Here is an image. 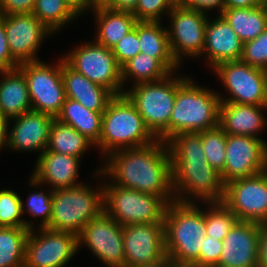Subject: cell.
I'll return each mask as SVG.
<instances>
[{"mask_svg":"<svg viewBox=\"0 0 267 267\" xmlns=\"http://www.w3.org/2000/svg\"><path fill=\"white\" fill-rule=\"evenodd\" d=\"M177 4V0H138L132 12L137 21H160L162 16L169 14Z\"/></svg>","mask_w":267,"mask_h":267,"instance_id":"74e56055","label":"cell"},{"mask_svg":"<svg viewBox=\"0 0 267 267\" xmlns=\"http://www.w3.org/2000/svg\"><path fill=\"white\" fill-rule=\"evenodd\" d=\"M9 125V120L0 114V150L5 146L7 147Z\"/></svg>","mask_w":267,"mask_h":267,"instance_id":"c3c4849f","label":"cell"},{"mask_svg":"<svg viewBox=\"0 0 267 267\" xmlns=\"http://www.w3.org/2000/svg\"><path fill=\"white\" fill-rule=\"evenodd\" d=\"M112 52L117 63L122 68L129 60L140 53V42L138 38V21L113 48Z\"/></svg>","mask_w":267,"mask_h":267,"instance_id":"ab89813d","label":"cell"},{"mask_svg":"<svg viewBox=\"0 0 267 267\" xmlns=\"http://www.w3.org/2000/svg\"><path fill=\"white\" fill-rule=\"evenodd\" d=\"M124 267L152 266L166 259L164 223L122 226Z\"/></svg>","mask_w":267,"mask_h":267,"instance_id":"9a60e30c","label":"cell"},{"mask_svg":"<svg viewBox=\"0 0 267 267\" xmlns=\"http://www.w3.org/2000/svg\"><path fill=\"white\" fill-rule=\"evenodd\" d=\"M54 119L33 110L10 119L15 122L8 131L7 148L15 151H39L41 155L47 149Z\"/></svg>","mask_w":267,"mask_h":267,"instance_id":"ffe728a7","label":"cell"},{"mask_svg":"<svg viewBox=\"0 0 267 267\" xmlns=\"http://www.w3.org/2000/svg\"><path fill=\"white\" fill-rule=\"evenodd\" d=\"M29 231L25 227H0V267H24Z\"/></svg>","mask_w":267,"mask_h":267,"instance_id":"1f68e13d","label":"cell"},{"mask_svg":"<svg viewBox=\"0 0 267 267\" xmlns=\"http://www.w3.org/2000/svg\"><path fill=\"white\" fill-rule=\"evenodd\" d=\"M204 211L206 235L220 241L229 233L238 221L236 215L223 203H207Z\"/></svg>","mask_w":267,"mask_h":267,"instance_id":"836d02e7","label":"cell"},{"mask_svg":"<svg viewBox=\"0 0 267 267\" xmlns=\"http://www.w3.org/2000/svg\"><path fill=\"white\" fill-rule=\"evenodd\" d=\"M21 197L12 190H0V227H25L32 230L34 223L22 219Z\"/></svg>","mask_w":267,"mask_h":267,"instance_id":"e575fe53","label":"cell"},{"mask_svg":"<svg viewBox=\"0 0 267 267\" xmlns=\"http://www.w3.org/2000/svg\"><path fill=\"white\" fill-rule=\"evenodd\" d=\"M267 0H223L222 8H248L263 5Z\"/></svg>","mask_w":267,"mask_h":267,"instance_id":"7dc6e473","label":"cell"},{"mask_svg":"<svg viewBox=\"0 0 267 267\" xmlns=\"http://www.w3.org/2000/svg\"><path fill=\"white\" fill-rule=\"evenodd\" d=\"M219 94L200 87L189 77H176V96L169 120V138L219 126Z\"/></svg>","mask_w":267,"mask_h":267,"instance_id":"277c9868","label":"cell"},{"mask_svg":"<svg viewBox=\"0 0 267 267\" xmlns=\"http://www.w3.org/2000/svg\"><path fill=\"white\" fill-rule=\"evenodd\" d=\"M202 149L209 165L221 173L226 159V133L217 126L202 131Z\"/></svg>","mask_w":267,"mask_h":267,"instance_id":"d590c367","label":"cell"},{"mask_svg":"<svg viewBox=\"0 0 267 267\" xmlns=\"http://www.w3.org/2000/svg\"><path fill=\"white\" fill-rule=\"evenodd\" d=\"M171 73L157 82L140 83L124 91L144 119L151 133L159 140L169 139V120L176 96V77Z\"/></svg>","mask_w":267,"mask_h":267,"instance_id":"52a82bcc","label":"cell"},{"mask_svg":"<svg viewBox=\"0 0 267 267\" xmlns=\"http://www.w3.org/2000/svg\"><path fill=\"white\" fill-rule=\"evenodd\" d=\"M168 28L160 21H138L140 52L157 58L171 73L180 65L173 58L168 38Z\"/></svg>","mask_w":267,"mask_h":267,"instance_id":"4316f807","label":"cell"},{"mask_svg":"<svg viewBox=\"0 0 267 267\" xmlns=\"http://www.w3.org/2000/svg\"><path fill=\"white\" fill-rule=\"evenodd\" d=\"M52 195L53 190L49 189L48 193L43 191H37L29 194L27 198V206L22 205V213H30L34 218H41L38 228H46L50 223L52 214ZM28 211V212H27Z\"/></svg>","mask_w":267,"mask_h":267,"instance_id":"8d00e7d4","label":"cell"},{"mask_svg":"<svg viewBox=\"0 0 267 267\" xmlns=\"http://www.w3.org/2000/svg\"><path fill=\"white\" fill-rule=\"evenodd\" d=\"M225 152V167L220 173L225 184L267 170V142L262 138L226 134Z\"/></svg>","mask_w":267,"mask_h":267,"instance_id":"2e32d148","label":"cell"},{"mask_svg":"<svg viewBox=\"0 0 267 267\" xmlns=\"http://www.w3.org/2000/svg\"><path fill=\"white\" fill-rule=\"evenodd\" d=\"M93 10L96 16L97 32L95 42L112 49L131 29L137 20L132 12L115 11L107 8L101 2H95L83 12Z\"/></svg>","mask_w":267,"mask_h":267,"instance_id":"d4e9b609","label":"cell"},{"mask_svg":"<svg viewBox=\"0 0 267 267\" xmlns=\"http://www.w3.org/2000/svg\"><path fill=\"white\" fill-rule=\"evenodd\" d=\"M158 139L146 126L144 119L124 95L114 96L102 117V132L94 147L106 157L119 149L138 148Z\"/></svg>","mask_w":267,"mask_h":267,"instance_id":"5b68a950","label":"cell"},{"mask_svg":"<svg viewBox=\"0 0 267 267\" xmlns=\"http://www.w3.org/2000/svg\"><path fill=\"white\" fill-rule=\"evenodd\" d=\"M78 244L89 247L107 267H124L122 226L105 212L84 226Z\"/></svg>","mask_w":267,"mask_h":267,"instance_id":"e0dca14e","label":"cell"},{"mask_svg":"<svg viewBox=\"0 0 267 267\" xmlns=\"http://www.w3.org/2000/svg\"><path fill=\"white\" fill-rule=\"evenodd\" d=\"M83 11L94 3V0H73Z\"/></svg>","mask_w":267,"mask_h":267,"instance_id":"f907efd6","label":"cell"},{"mask_svg":"<svg viewBox=\"0 0 267 267\" xmlns=\"http://www.w3.org/2000/svg\"><path fill=\"white\" fill-rule=\"evenodd\" d=\"M78 250V235L37 226L26 239L24 267H64Z\"/></svg>","mask_w":267,"mask_h":267,"instance_id":"8fae6325","label":"cell"},{"mask_svg":"<svg viewBox=\"0 0 267 267\" xmlns=\"http://www.w3.org/2000/svg\"><path fill=\"white\" fill-rule=\"evenodd\" d=\"M171 72L157 59L139 53L122 67V82L133 78V86L140 83L157 82L165 79Z\"/></svg>","mask_w":267,"mask_h":267,"instance_id":"d6a6232c","label":"cell"},{"mask_svg":"<svg viewBox=\"0 0 267 267\" xmlns=\"http://www.w3.org/2000/svg\"><path fill=\"white\" fill-rule=\"evenodd\" d=\"M177 3L204 12L217 8L220 14L223 0H177Z\"/></svg>","mask_w":267,"mask_h":267,"instance_id":"ee69618b","label":"cell"},{"mask_svg":"<svg viewBox=\"0 0 267 267\" xmlns=\"http://www.w3.org/2000/svg\"><path fill=\"white\" fill-rule=\"evenodd\" d=\"M242 62L267 69V28L254 40L243 43Z\"/></svg>","mask_w":267,"mask_h":267,"instance_id":"f35d334b","label":"cell"},{"mask_svg":"<svg viewBox=\"0 0 267 267\" xmlns=\"http://www.w3.org/2000/svg\"><path fill=\"white\" fill-rule=\"evenodd\" d=\"M223 203L240 221L267 223V170L227 182Z\"/></svg>","mask_w":267,"mask_h":267,"instance_id":"5bb4252c","label":"cell"},{"mask_svg":"<svg viewBox=\"0 0 267 267\" xmlns=\"http://www.w3.org/2000/svg\"><path fill=\"white\" fill-rule=\"evenodd\" d=\"M258 267H267V223L261 224Z\"/></svg>","mask_w":267,"mask_h":267,"instance_id":"bcb514c9","label":"cell"},{"mask_svg":"<svg viewBox=\"0 0 267 267\" xmlns=\"http://www.w3.org/2000/svg\"><path fill=\"white\" fill-rule=\"evenodd\" d=\"M32 14L55 34L83 10L73 0H36Z\"/></svg>","mask_w":267,"mask_h":267,"instance_id":"f546056e","label":"cell"},{"mask_svg":"<svg viewBox=\"0 0 267 267\" xmlns=\"http://www.w3.org/2000/svg\"><path fill=\"white\" fill-rule=\"evenodd\" d=\"M91 146L93 147L95 144L83 134L54 119L50 128L48 151L81 158Z\"/></svg>","mask_w":267,"mask_h":267,"instance_id":"4dcf8cb0","label":"cell"},{"mask_svg":"<svg viewBox=\"0 0 267 267\" xmlns=\"http://www.w3.org/2000/svg\"><path fill=\"white\" fill-rule=\"evenodd\" d=\"M100 2L115 11L133 12L136 9L138 0H101Z\"/></svg>","mask_w":267,"mask_h":267,"instance_id":"f6af8a7d","label":"cell"},{"mask_svg":"<svg viewBox=\"0 0 267 267\" xmlns=\"http://www.w3.org/2000/svg\"><path fill=\"white\" fill-rule=\"evenodd\" d=\"M204 53L211 69L222 62L238 61L242 57L243 42L221 14L212 21L207 20L202 56Z\"/></svg>","mask_w":267,"mask_h":267,"instance_id":"7402d4cb","label":"cell"},{"mask_svg":"<svg viewBox=\"0 0 267 267\" xmlns=\"http://www.w3.org/2000/svg\"><path fill=\"white\" fill-rule=\"evenodd\" d=\"M198 203L172 201L164 215L166 258L178 267H199V252L205 241L204 210Z\"/></svg>","mask_w":267,"mask_h":267,"instance_id":"3957f363","label":"cell"},{"mask_svg":"<svg viewBox=\"0 0 267 267\" xmlns=\"http://www.w3.org/2000/svg\"><path fill=\"white\" fill-rule=\"evenodd\" d=\"M207 13L177 3L168 14L169 45L173 58L181 65L182 56L200 57L205 45ZM171 28V29H170Z\"/></svg>","mask_w":267,"mask_h":267,"instance_id":"7c38bea8","label":"cell"},{"mask_svg":"<svg viewBox=\"0 0 267 267\" xmlns=\"http://www.w3.org/2000/svg\"><path fill=\"white\" fill-rule=\"evenodd\" d=\"M0 114L10 119L31 111L27 80L19 69L0 71Z\"/></svg>","mask_w":267,"mask_h":267,"instance_id":"484cf974","label":"cell"},{"mask_svg":"<svg viewBox=\"0 0 267 267\" xmlns=\"http://www.w3.org/2000/svg\"><path fill=\"white\" fill-rule=\"evenodd\" d=\"M104 186V212L121 226L164 223L168 202L161 196L122 188L111 182Z\"/></svg>","mask_w":267,"mask_h":267,"instance_id":"ba28073f","label":"cell"},{"mask_svg":"<svg viewBox=\"0 0 267 267\" xmlns=\"http://www.w3.org/2000/svg\"><path fill=\"white\" fill-rule=\"evenodd\" d=\"M264 109H267V105L258 106L221 102L219 126L226 134L259 138L258 133H261L266 125V117L262 113Z\"/></svg>","mask_w":267,"mask_h":267,"instance_id":"603a6c76","label":"cell"},{"mask_svg":"<svg viewBox=\"0 0 267 267\" xmlns=\"http://www.w3.org/2000/svg\"><path fill=\"white\" fill-rule=\"evenodd\" d=\"M19 64L13 59L9 50L4 21L0 17V71L18 68Z\"/></svg>","mask_w":267,"mask_h":267,"instance_id":"b9f144b4","label":"cell"},{"mask_svg":"<svg viewBox=\"0 0 267 267\" xmlns=\"http://www.w3.org/2000/svg\"><path fill=\"white\" fill-rule=\"evenodd\" d=\"M261 224L238 220L222 240L216 267H258Z\"/></svg>","mask_w":267,"mask_h":267,"instance_id":"d6986e66","label":"cell"},{"mask_svg":"<svg viewBox=\"0 0 267 267\" xmlns=\"http://www.w3.org/2000/svg\"><path fill=\"white\" fill-rule=\"evenodd\" d=\"M67 54L63 60L75 71L108 89L114 96L124 93L122 68L112 49L92 41L81 44Z\"/></svg>","mask_w":267,"mask_h":267,"instance_id":"9c48e42d","label":"cell"},{"mask_svg":"<svg viewBox=\"0 0 267 267\" xmlns=\"http://www.w3.org/2000/svg\"><path fill=\"white\" fill-rule=\"evenodd\" d=\"M139 267H178L174 262L170 259L166 258L161 263L152 265V266H139Z\"/></svg>","mask_w":267,"mask_h":267,"instance_id":"681fc988","label":"cell"},{"mask_svg":"<svg viewBox=\"0 0 267 267\" xmlns=\"http://www.w3.org/2000/svg\"><path fill=\"white\" fill-rule=\"evenodd\" d=\"M213 71L218 75L225 90L230 97H222L221 102L246 104V105H267L264 86V69L251 66L238 61H228L218 64Z\"/></svg>","mask_w":267,"mask_h":267,"instance_id":"4fadbf2b","label":"cell"},{"mask_svg":"<svg viewBox=\"0 0 267 267\" xmlns=\"http://www.w3.org/2000/svg\"><path fill=\"white\" fill-rule=\"evenodd\" d=\"M222 248V241L205 236V241L199 252V267H216L220 260Z\"/></svg>","mask_w":267,"mask_h":267,"instance_id":"60d3db41","label":"cell"},{"mask_svg":"<svg viewBox=\"0 0 267 267\" xmlns=\"http://www.w3.org/2000/svg\"><path fill=\"white\" fill-rule=\"evenodd\" d=\"M103 113L91 111L81 103L66 98L56 119L63 124L73 127L96 144L102 132Z\"/></svg>","mask_w":267,"mask_h":267,"instance_id":"f1b7e54d","label":"cell"},{"mask_svg":"<svg viewBox=\"0 0 267 267\" xmlns=\"http://www.w3.org/2000/svg\"><path fill=\"white\" fill-rule=\"evenodd\" d=\"M81 160L76 156L58 154L46 149L36 161L35 170L29 179L30 185L38 187L49 183L52 190L79 185L76 178Z\"/></svg>","mask_w":267,"mask_h":267,"instance_id":"44dd1931","label":"cell"},{"mask_svg":"<svg viewBox=\"0 0 267 267\" xmlns=\"http://www.w3.org/2000/svg\"><path fill=\"white\" fill-rule=\"evenodd\" d=\"M88 184L53 190L52 214L46 227L79 235L84 226L104 212V186Z\"/></svg>","mask_w":267,"mask_h":267,"instance_id":"8992f818","label":"cell"},{"mask_svg":"<svg viewBox=\"0 0 267 267\" xmlns=\"http://www.w3.org/2000/svg\"><path fill=\"white\" fill-rule=\"evenodd\" d=\"M264 86H265V96L267 99V69H264Z\"/></svg>","mask_w":267,"mask_h":267,"instance_id":"816d5d0a","label":"cell"},{"mask_svg":"<svg viewBox=\"0 0 267 267\" xmlns=\"http://www.w3.org/2000/svg\"><path fill=\"white\" fill-rule=\"evenodd\" d=\"M4 21L6 38L13 59L22 64L39 61L37 51L46 36L53 34L32 13L0 15Z\"/></svg>","mask_w":267,"mask_h":267,"instance_id":"ac0fdd59","label":"cell"},{"mask_svg":"<svg viewBox=\"0 0 267 267\" xmlns=\"http://www.w3.org/2000/svg\"><path fill=\"white\" fill-rule=\"evenodd\" d=\"M18 68L26 77L32 110L56 119L66 99L62 57L54 66L39 60L19 64Z\"/></svg>","mask_w":267,"mask_h":267,"instance_id":"30bf717a","label":"cell"},{"mask_svg":"<svg viewBox=\"0 0 267 267\" xmlns=\"http://www.w3.org/2000/svg\"><path fill=\"white\" fill-rule=\"evenodd\" d=\"M36 0H0V15L32 13Z\"/></svg>","mask_w":267,"mask_h":267,"instance_id":"7bdbcfd3","label":"cell"},{"mask_svg":"<svg viewBox=\"0 0 267 267\" xmlns=\"http://www.w3.org/2000/svg\"><path fill=\"white\" fill-rule=\"evenodd\" d=\"M62 78L66 98L81 103L85 108L104 112L114 95L106 88L93 83L86 76L71 68L62 57Z\"/></svg>","mask_w":267,"mask_h":267,"instance_id":"cb8c5ba5","label":"cell"},{"mask_svg":"<svg viewBox=\"0 0 267 267\" xmlns=\"http://www.w3.org/2000/svg\"><path fill=\"white\" fill-rule=\"evenodd\" d=\"M166 143L171 157L175 201L194 203L195 197L204 206L223 202L225 183L204 155L202 132L173 135Z\"/></svg>","mask_w":267,"mask_h":267,"instance_id":"7a4b0ae2","label":"cell"},{"mask_svg":"<svg viewBox=\"0 0 267 267\" xmlns=\"http://www.w3.org/2000/svg\"><path fill=\"white\" fill-rule=\"evenodd\" d=\"M220 14L243 43L254 40L267 28V2L257 7L222 8Z\"/></svg>","mask_w":267,"mask_h":267,"instance_id":"83f0119b","label":"cell"},{"mask_svg":"<svg viewBox=\"0 0 267 267\" xmlns=\"http://www.w3.org/2000/svg\"><path fill=\"white\" fill-rule=\"evenodd\" d=\"M105 159V165L95 172L96 177L105 175L113 184L161 196L168 203L175 200L171 157L166 142L158 139L147 146L119 149Z\"/></svg>","mask_w":267,"mask_h":267,"instance_id":"6da1fadb","label":"cell"}]
</instances>
